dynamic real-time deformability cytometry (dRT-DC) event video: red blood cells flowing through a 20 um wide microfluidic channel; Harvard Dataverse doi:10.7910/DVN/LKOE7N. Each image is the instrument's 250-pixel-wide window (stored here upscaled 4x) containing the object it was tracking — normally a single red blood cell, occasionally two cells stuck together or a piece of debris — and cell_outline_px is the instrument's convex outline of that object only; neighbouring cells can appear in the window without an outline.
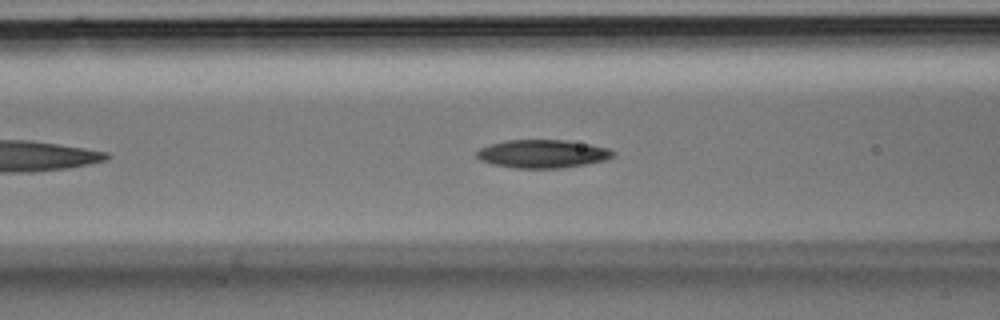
{"species": "Egyptian fruit bat (a non-hibernating species)", "species_latin": "Rousettus aegyptiacus", "temperature_condition": "room temperature", "stored_images_in_passage": 29, "camera_frame_rate_fps": 3000, "um_per_image_px": 0.085, "animal": {"sex": "male"}, "frame": {"image": 1, "passage_image": 7, "time_ms": 2.0, "image_size_px": [1000, 320], "cell_outline_px": [[616, 152], [612, 156], [604, 160], [584, 164], [560, 168], [516, 168], [492, 164], [480, 160], [476, 156], [476, 152], [480, 148], [488, 144], [504, 140], [568, 140], [608, 148]], "centroid_in_image_um": [46.07, 13.06], "position_along_channel_um": 120.5, "area_um2": 22.37}}
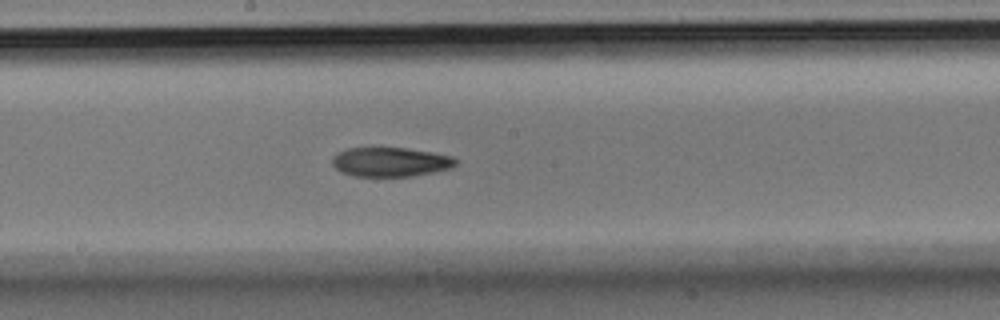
{"frame": {"image": 2, "passage_image": 12, "time_ms": 3.667, "image_size_px": [1000, 320], "cell_outline_px": [[456, 164], [452, 168], [412, 176], [352, 176], [340, 172], [332, 164], [332, 156], [336, 152], [344, 148], [372, 144], [408, 148], [432, 152], [452, 156], [456, 160]], "centroid_in_image_um": [33.09, 13.71], "position_along_channel_um": 215.1, "area_um2": 22.14}}
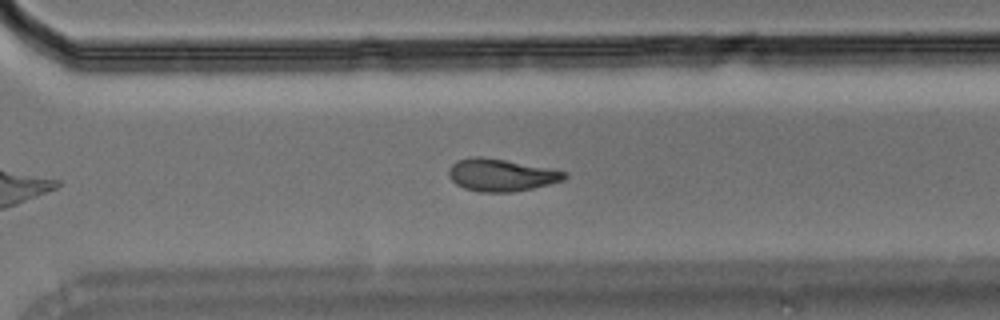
{"frame": {"image": 3, "passage_image": 18, "time_ms": 5.667, "image_size_px": [1000, 320], "cell_outline_px": [[568, 176], [564, 180], [532, 188], [512, 192], [484, 192], [464, 188], [456, 184], [448, 176], [448, 168], [456, 160], [472, 156], [484, 156], [548, 168], [568, 172]], "centroid_in_image_um": [42.57, 14.86], "position_along_channel_um": 328.0, "area_um2": 21.85}}